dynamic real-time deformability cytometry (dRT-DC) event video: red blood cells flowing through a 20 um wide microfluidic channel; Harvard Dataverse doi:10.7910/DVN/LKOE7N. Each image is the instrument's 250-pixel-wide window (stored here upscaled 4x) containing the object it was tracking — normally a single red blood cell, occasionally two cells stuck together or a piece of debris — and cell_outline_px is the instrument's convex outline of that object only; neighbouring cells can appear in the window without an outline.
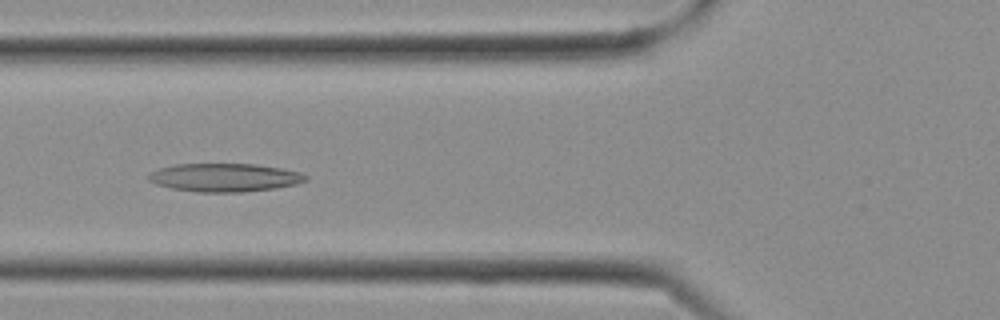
{"species": "Egyptian fruit bat (a non-hibernating species)", "species_latin": "Rousettus aegyptiacus", "temperature_condition": "cold", "stored_images_in_passage": 13, "camera_frame_rate_fps": 3000, "um_per_image_px": 0.085, "frame": {"image": 1, "passage_image": 10, "time_ms": 3.0, "image_size_px": [1000, 320], "cell_outline_px": [[308, 180], [296, 184], [276, 188], [244, 192], [196, 192], [172, 188], [156, 184], [148, 180], [148, 172], [160, 168], [176, 164], [256, 164], [280, 168], [300, 172], [308, 176]], "centroid_in_image_um": [19.09, 15.09], "position_along_channel_um": 106.7, "area_um2": 26.01}}
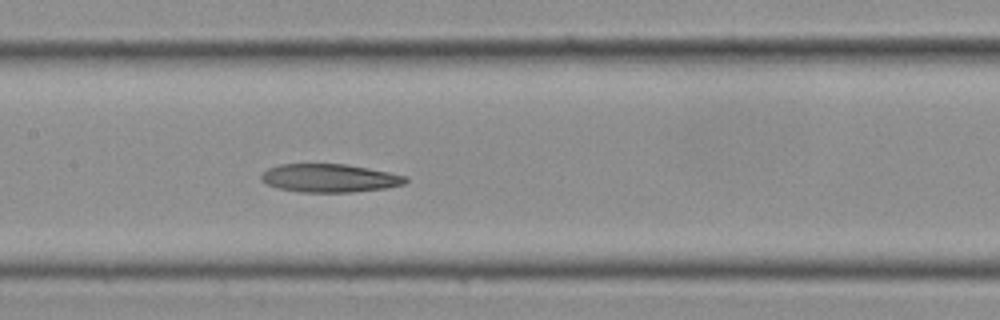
{"frame": {"image": 2, "passage_image": 13, "time_ms": 4.0, "image_size_px": [1000, 320], "cell_outline_px": [[408, 180], [404, 184], [388, 188], [352, 192], [300, 192], [276, 188], [260, 180], [260, 176], [268, 168], [280, 164], [344, 164], [368, 168], [408, 176]], "centroid_in_image_um": [28.02, 15.14], "position_along_channel_um": 179.4, "area_um2": 23.87}}